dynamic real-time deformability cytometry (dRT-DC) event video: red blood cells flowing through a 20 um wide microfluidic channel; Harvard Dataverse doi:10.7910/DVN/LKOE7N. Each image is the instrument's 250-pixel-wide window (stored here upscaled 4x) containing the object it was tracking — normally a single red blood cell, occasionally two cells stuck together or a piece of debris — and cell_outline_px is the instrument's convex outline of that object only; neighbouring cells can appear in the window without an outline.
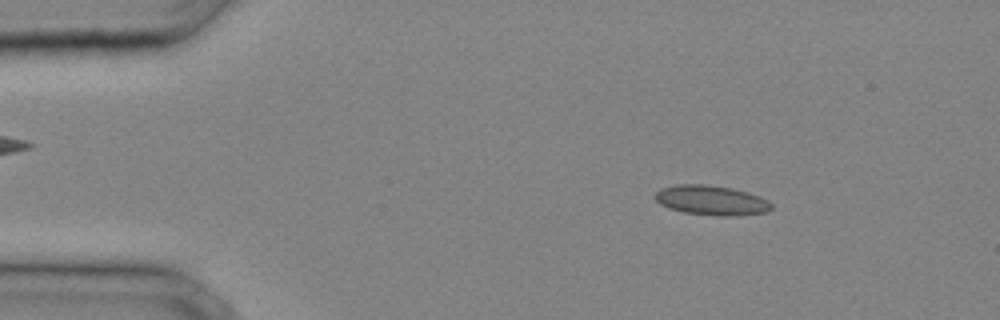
{"species": "common noctule bat (a hibernating species)", "species_latin": "Nyctalus noctula", "temperature_condition": "cold", "stored_images_in_passage": 31, "camera_frame_rate_fps": 3000, "um_per_image_px": 0.085, "animal": {"sex": "male", "body_mass_g": 20.4}, "frame": {"image": 1, "passage_image": 3, "time_ms": 0.667, "image_size_px": [1000, 320], "cell_outline_px": [[772, 208], [768, 212], [736, 216], [716, 216], [684, 212], [668, 208], [660, 204], [656, 200], [656, 192], [660, 188], [676, 184], [704, 184], [732, 188], [748, 192], [760, 196], [768, 200], [772, 204]], "centroid_in_image_um": [60.49, 17.03], "position_along_channel_um": 24.5, "area_um2": 20.35}}
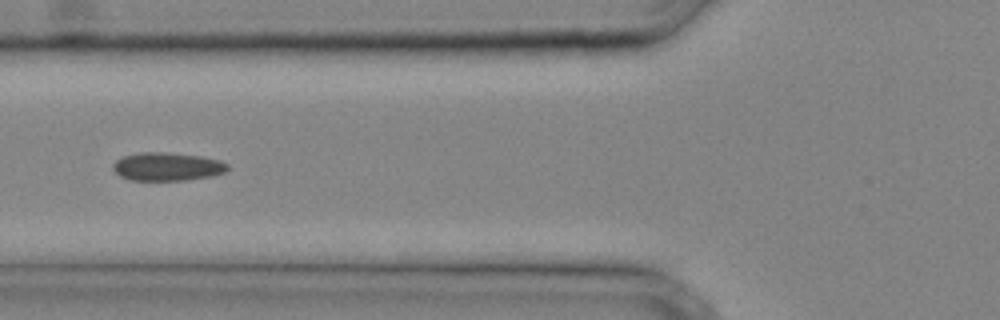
{"frame": {"image": 2, "passage_image": 11, "time_ms": 3.333, "image_size_px": [1000, 320], "cell_outline_px": [[228, 168], [224, 172], [208, 176], [184, 180], [128, 180], [120, 176], [112, 168], [112, 164], [120, 156], [140, 152], [164, 152], [200, 156], [220, 160], [228, 164]], "centroid_in_image_um": [14.15, 14.15], "position_along_channel_um": 111.7, "area_um2": 18.84}}
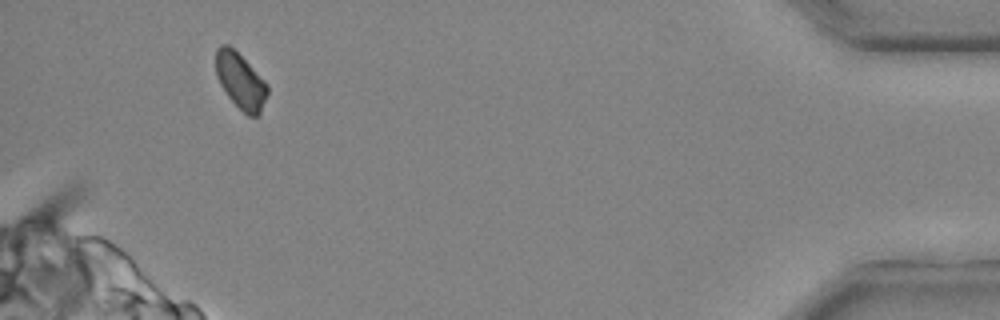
{"frame": {"image": 3, "passage_image": 30, "time_ms": 9.667, "image_size_px": [1000, 320], "cell_outline_px": [[268, 92], [260, 112], [256, 116], [248, 116], [228, 96], [220, 84], [216, 76], [216, 48], [220, 44], [228, 44], [268, 84]], "centroid_in_image_um": [20.42, 6.87], "position_along_channel_um": 414.8, "area_um2": 16.36}}